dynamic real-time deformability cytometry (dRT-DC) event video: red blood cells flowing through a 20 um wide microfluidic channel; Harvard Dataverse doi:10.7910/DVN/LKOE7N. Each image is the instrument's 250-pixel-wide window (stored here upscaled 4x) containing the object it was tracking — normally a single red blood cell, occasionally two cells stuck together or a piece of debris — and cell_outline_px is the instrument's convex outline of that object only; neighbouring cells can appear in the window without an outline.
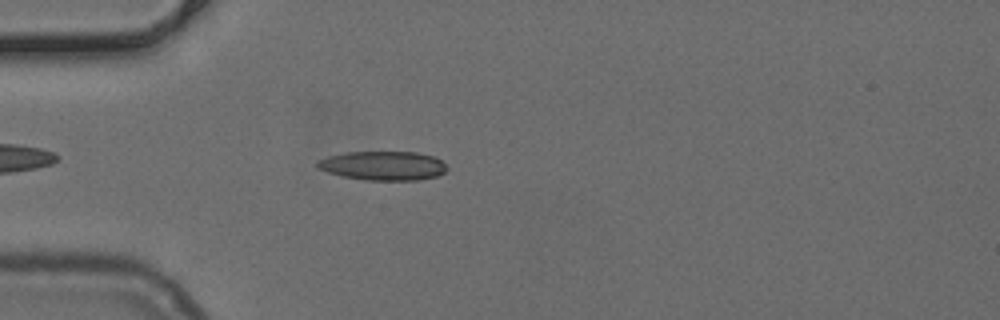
{"species": "common noctule bat (a hibernating species)", "species_latin": "Nyctalus noctula", "temperature_condition": "cold", "stored_images_in_passage": 39, "camera_frame_rate_fps": 3000, "um_per_image_px": 0.085, "animal": {"sex": "female", "body_mass_g": 24.6, "forearm_length_mm": 56.2}, "frame": {"image": 1, "passage_image": 5, "time_ms": 1.333, "image_size_px": [1000, 320], "cell_outline_px": [[448, 168], [444, 172], [436, 176], [416, 180], [368, 180], [344, 176], [328, 172], [316, 168], [316, 160], [328, 156], [344, 152], [416, 152], [432, 156], [440, 160]], "centroid_in_image_um": [32.52, 14.07], "position_along_channel_um": 52.5, "area_um2": 21.85}}
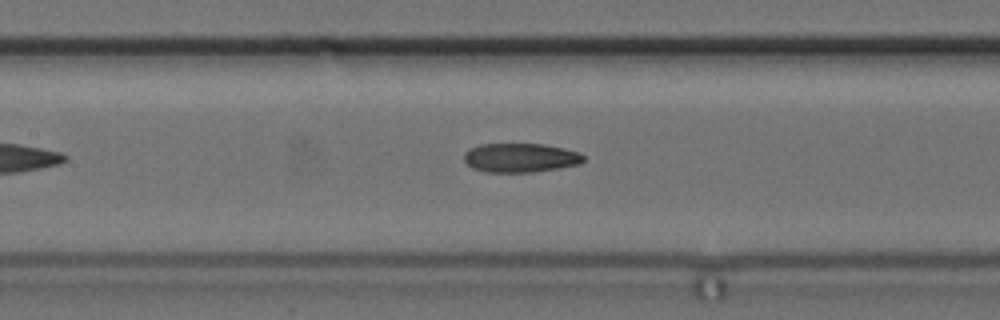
{"frame": {"image": 2, "passage_image": 14, "time_ms": 4.333, "image_size_px": [1000, 320], "cell_outline_px": [[584, 160], [580, 164], [560, 168], [532, 172], [484, 172], [472, 168], [464, 160], [464, 152], [480, 144], [544, 144], [564, 148], [580, 152], [584, 156]], "centroid_in_image_um": [44.25, 13.41], "position_along_channel_um": 163.1, "area_um2": 20.35}}
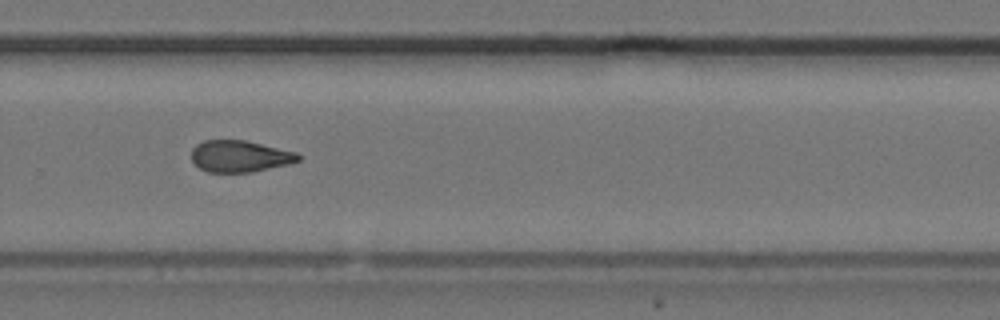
{"frame": {"image": 3, "passage_image": 25, "time_ms": 8.0, "image_size_px": [1000, 320], "cell_outline_px": [[304, 156], [300, 160], [292, 164], [252, 172], [208, 172], [200, 168], [192, 160], [192, 148], [196, 144], [204, 140], [244, 140], [296, 152]], "centroid_in_image_um": [20.43, 13.28], "position_along_channel_um": 309.4, "area_um2": 19.83}}